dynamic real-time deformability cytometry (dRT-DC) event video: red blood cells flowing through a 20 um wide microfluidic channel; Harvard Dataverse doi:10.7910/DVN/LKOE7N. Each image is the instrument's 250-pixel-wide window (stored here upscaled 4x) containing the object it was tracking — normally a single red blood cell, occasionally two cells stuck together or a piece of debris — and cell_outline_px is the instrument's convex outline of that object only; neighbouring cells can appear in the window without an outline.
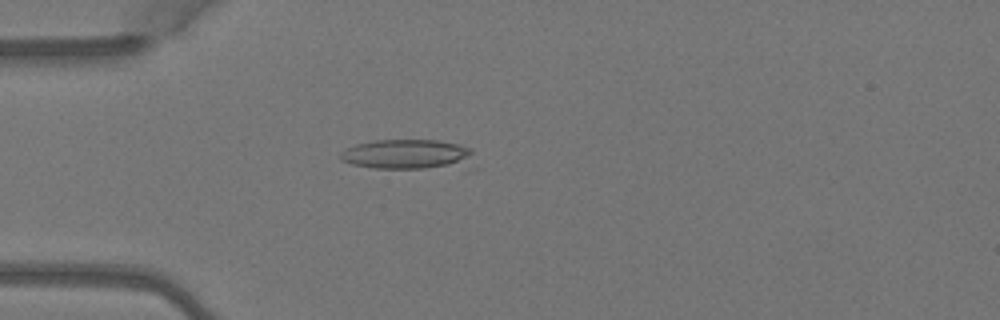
{"species": "Egyptian fruit bat (a non-hibernating species)", "species_latin": "Rousettus aegyptiacus", "temperature_condition": "warm", "stored_images_in_passage": 4, "camera_frame_rate_fps": 3000, "um_per_image_px": 0.085, "animal": {"sex": "female"}, "frame": {"image": 1, "passage_image": 4, "time_ms": 1.0, "image_size_px": [1000, 320], "cell_outline_px": [[480, 168], [468, 172], [372, 168], [352, 164], [340, 160], [340, 152], [356, 144], [376, 140], [436, 140], [460, 144], [472, 148]], "centroid_in_image_um": [35.03, 13.23], "position_along_channel_um": 50.0, "area_um2": 25.95}}